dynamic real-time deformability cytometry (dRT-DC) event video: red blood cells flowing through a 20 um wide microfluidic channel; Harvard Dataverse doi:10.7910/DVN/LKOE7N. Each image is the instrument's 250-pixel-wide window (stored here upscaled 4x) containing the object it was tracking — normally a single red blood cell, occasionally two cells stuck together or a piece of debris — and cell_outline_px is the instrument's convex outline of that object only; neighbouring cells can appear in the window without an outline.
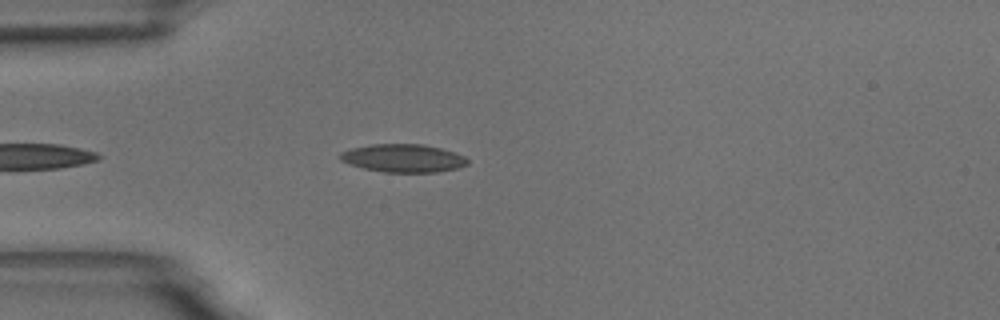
{"species": "common noctule bat (a hibernating species)", "species_latin": "Nyctalus noctula", "temperature_condition": "room temperature", "stored_images_in_passage": 8, "camera_frame_rate_fps": 3000, "um_per_image_px": 0.085, "animal": {"sex": "male", "body_mass_g": 18.8}, "frame": {"image": 1, "passage_image": 3, "time_ms": 0.667, "image_size_px": [1000, 320], "cell_outline_px": [[468, 164], [456, 168], [436, 172], [384, 172], [364, 168], [340, 160], [340, 152], [352, 148], [372, 144], [424, 144], [440, 148], [464, 156], [468, 160]], "centroid_in_image_um": [34.27, 13.44], "position_along_channel_um": 50.7, "area_um2": 20.58}}